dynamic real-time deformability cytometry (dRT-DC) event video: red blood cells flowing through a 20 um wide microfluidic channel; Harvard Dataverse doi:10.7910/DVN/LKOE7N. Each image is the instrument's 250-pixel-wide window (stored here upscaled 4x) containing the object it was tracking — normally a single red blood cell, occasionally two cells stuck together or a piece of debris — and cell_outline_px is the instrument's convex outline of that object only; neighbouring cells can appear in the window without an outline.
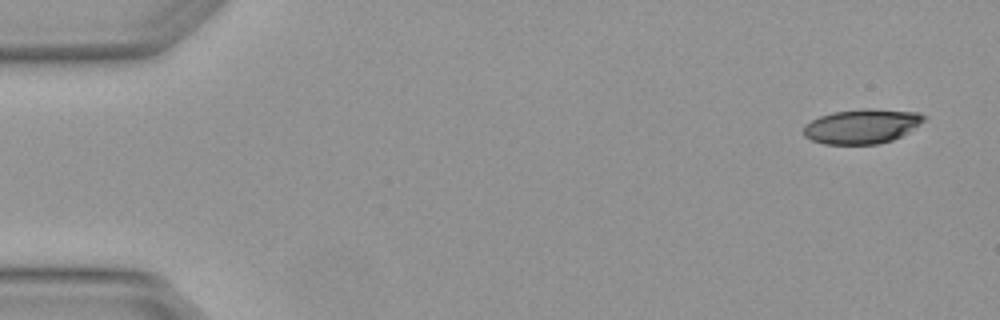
{"species": "Egyptian fruit bat (a non-hibernating species)", "species_latin": "Rousettus aegyptiacus", "temperature_condition": "warm", "stored_images_in_passage": 4, "camera_frame_rate_fps": 3000, "um_per_image_px": 0.085, "animal": {"sex": "female"}, "frame": {"image": 1, "passage_image": 1, "time_ms": 0.0, "image_size_px": [1000, 320], "cell_outline_px": [[928, 116], [920, 124], [908, 132], [892, 140], [876, 144], [824, 144], [812, 140], [804, 136], [804, 124], [820, 116], [832, 112], [860, 108], [872, 108], [920, 112]], "centroid_in_image_um": [73.28, 10.71], "position_along_channel_um": 11.7, "area_um2": 24.45}}
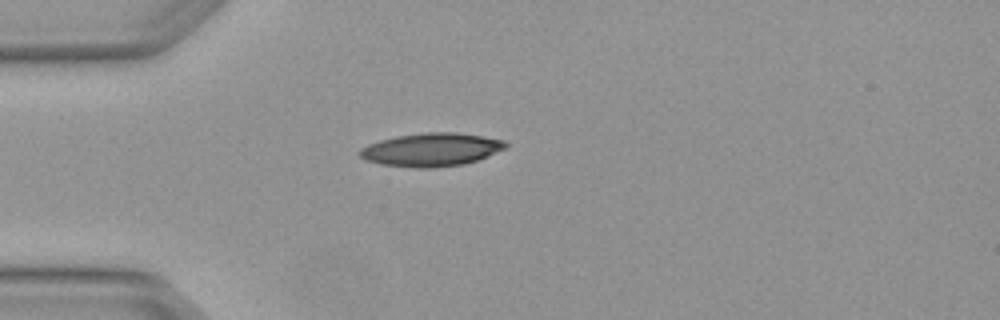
{"frame": {"image": 2, "passage_image": 4, "time_ms": 1.0, "image_size_px": [1000, 320], "cell_outline_px": [[508, 144], [504, 148], [476, 160], [464, 164], [432, 168], [416, 168], [380, 164], [364, 160], [356, 152], [360, 148], [368, 144], [380, 140], [396, 136], [424, 132], [452, 132], [480, 136], [504, 140]], "centroid_in_image_um": [36.57, 12.72], "position_along_channel_um": 48.4, "area_um2": 28.15}}